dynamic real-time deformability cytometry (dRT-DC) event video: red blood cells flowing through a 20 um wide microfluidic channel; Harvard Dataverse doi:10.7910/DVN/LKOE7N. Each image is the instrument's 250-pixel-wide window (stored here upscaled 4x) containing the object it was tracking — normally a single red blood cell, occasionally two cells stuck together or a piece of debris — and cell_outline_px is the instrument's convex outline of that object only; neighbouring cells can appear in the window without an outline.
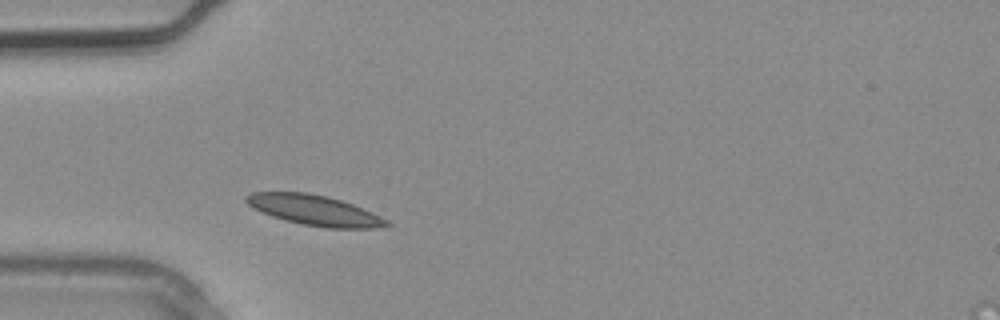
{"species": "common noctule bat (a hibernating species)", "species_latin": "Nyctalus noctula", "temperature_condition": "warm", "stored_images_in_passage": 1, "camera_frame_rate_fps": 3000, "um_per_image_px": 0.085, "animal": {"sex": "male", "body_mass_g": 20.4}, "frame": {"image": 1, "passage_image": 1, "time_ms": 0.0, "image_size_px": [1000, 320], "cell_outline_px": [[392, 224], [372, 228], [328, 228], [304, 224], [272, 216], [248, 204], [244, 200], [244, 196], [252, 192], [308, 192], [328, 196], [352, 204], [372, 212], [388, 220]], "centroid_in_image_um": [26.74, 17.85], "position_along_channel_um": 58.3, "area_um2": 24.39}}